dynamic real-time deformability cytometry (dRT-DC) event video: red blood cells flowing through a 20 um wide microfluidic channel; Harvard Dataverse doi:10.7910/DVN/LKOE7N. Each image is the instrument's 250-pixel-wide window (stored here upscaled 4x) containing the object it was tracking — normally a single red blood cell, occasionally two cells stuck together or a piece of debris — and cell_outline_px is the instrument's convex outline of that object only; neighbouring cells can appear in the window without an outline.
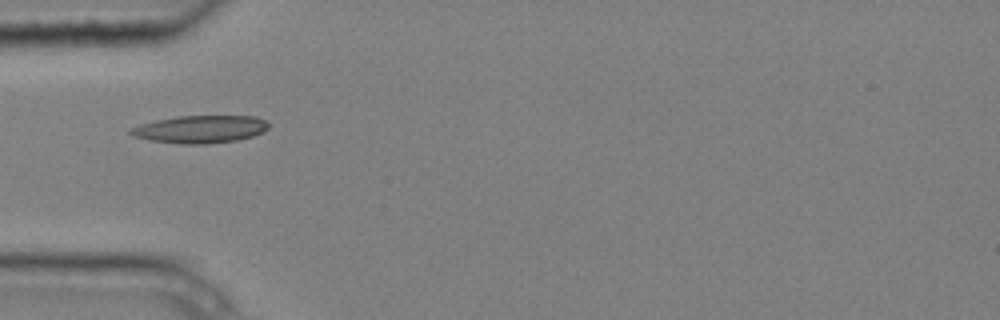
{"species": "common noctule bat (a hibernating species)", "species_latin": "Nyctalus noctula", "temperature_condition": "cold", "stored_images_in_passage": 3, "camera_frame_rate_fps": 3000, "um_per_image_px": 0.085, "animal": {"sex": "male", "body_mass_g": 20.4}, "frame": {"image": 1, "passage_image": 2, "time_ms": 0.333, "image_size_px": [1000, 320], "cell_outline_px": [[268, 128], [252, 136], [236, 140], [208, 144], [180, 144], [152, 140], [136, 136], [128, 132], [128, 128], [140, 124], [156, 120], [176, 116], [256, 116], [264, 120], [268, 124]], "centroid_in_image_um": [16.99, 10.98], "position_along_channel_um": 68.0, "area_um2": 22.02}}
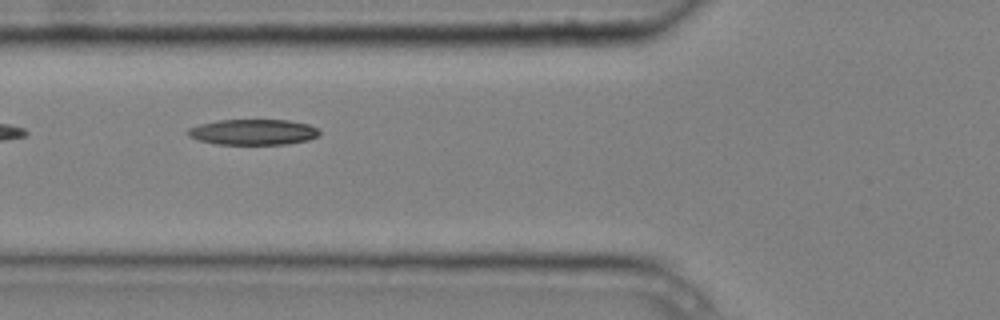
{"frame": {"image": 2, "passage_image": 3, "time_ms": 0.667, "image_size_px": [1000, 320], "cell_outline_px": [[320, 136], [308, 140], [288, 144], [216, 144], [200, 140], [188, 136], [188, 128], [200, 124], [220, 120], [288, 120], [308, 124], [320, 128]], "centroid_in_image_um": [21.58, 11.22], "position_along_channel_um": 104.2, "area_um2": 19.71}}